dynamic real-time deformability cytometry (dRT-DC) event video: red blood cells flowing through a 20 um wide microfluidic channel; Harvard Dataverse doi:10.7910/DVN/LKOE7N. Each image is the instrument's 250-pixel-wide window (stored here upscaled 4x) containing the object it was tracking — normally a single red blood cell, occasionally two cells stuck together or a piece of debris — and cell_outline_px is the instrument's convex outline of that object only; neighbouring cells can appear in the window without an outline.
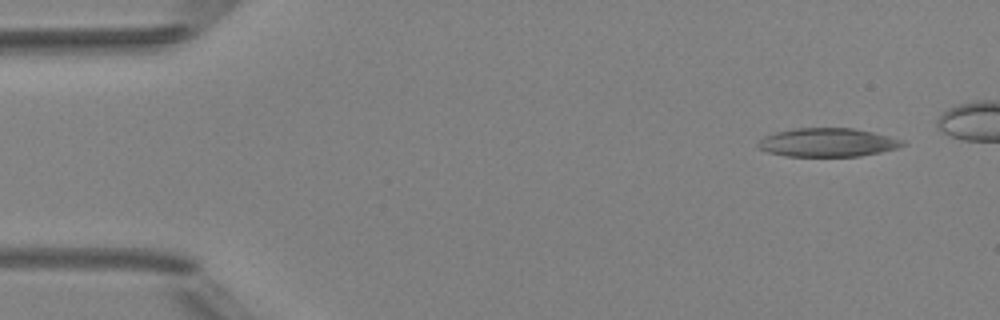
{"species": "Egyptian fruit bat (a non-hibernating species)", "species_latin": "Rousettus aegyptiacus", "temperature_condition": "room temperature", "stored_images_in_passage": 5, "camera_frame_rate_fps": 3000, "um_per_image_px": 0.085, "animal": {"sex": "female"}, "frame": {"image": 1, "passage_image": 1, "time_ms": 0.0, "image_size_px": [1000, 320], "cell_outline_px": [[908, 144], [896, 148], [880, 152], [860, 156], [788, 156], [768, 152], [760, 148], [756, 144], [764, 136], [776, 132], [796, 128], [852, 128], [872, 132], [904, 140]], "centroid_in_image_um": [70.36, 12.11], "position_along_channel_um": 14.6, "area_um2": 23.93}}